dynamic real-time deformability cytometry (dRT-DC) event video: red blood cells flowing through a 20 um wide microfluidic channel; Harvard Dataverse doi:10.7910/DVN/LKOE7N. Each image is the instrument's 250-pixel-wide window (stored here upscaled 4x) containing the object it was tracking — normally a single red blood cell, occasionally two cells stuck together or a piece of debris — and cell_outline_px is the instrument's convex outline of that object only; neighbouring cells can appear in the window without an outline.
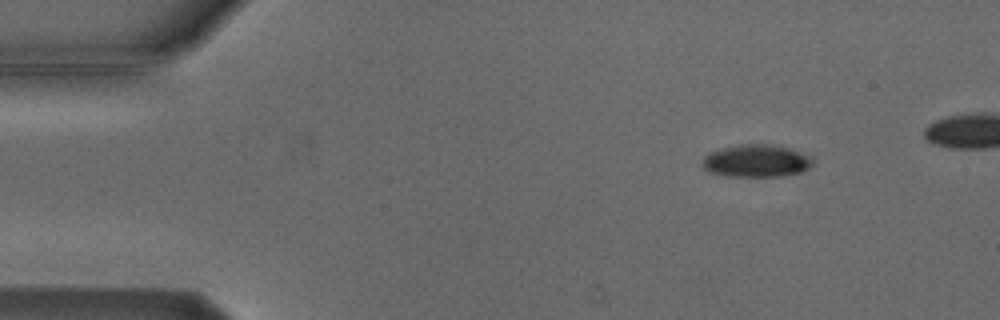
{"species": "Egyptian fruit bat (a non-hibernating species)", "species_latin": "Rousettus aegyptiacus", "temperature_condition": "cold", "stored_images_in_passage": 5, "camera_frame_rate_fps": 3000, "um_per_image_px": 0.085, "animal": {"sex": "male"}, "frame": {"image": 1, "passage_image": 1, "time_ms": 0.0, "image_size_px": [1000, 320], "cell_outline_px": [[816, 160], [808, 168], [800, 172], [780, 176], [724, 176], [708, 172], [700, 164], [700, 160], [708, 152], [720, 148], [740, 144], [772, 144], [788, 148], [812, 156]], "centroid_in_image_um": [64.24, 13.67], "position_along_channel_um": 20.8, "area_um2": 21.27}}